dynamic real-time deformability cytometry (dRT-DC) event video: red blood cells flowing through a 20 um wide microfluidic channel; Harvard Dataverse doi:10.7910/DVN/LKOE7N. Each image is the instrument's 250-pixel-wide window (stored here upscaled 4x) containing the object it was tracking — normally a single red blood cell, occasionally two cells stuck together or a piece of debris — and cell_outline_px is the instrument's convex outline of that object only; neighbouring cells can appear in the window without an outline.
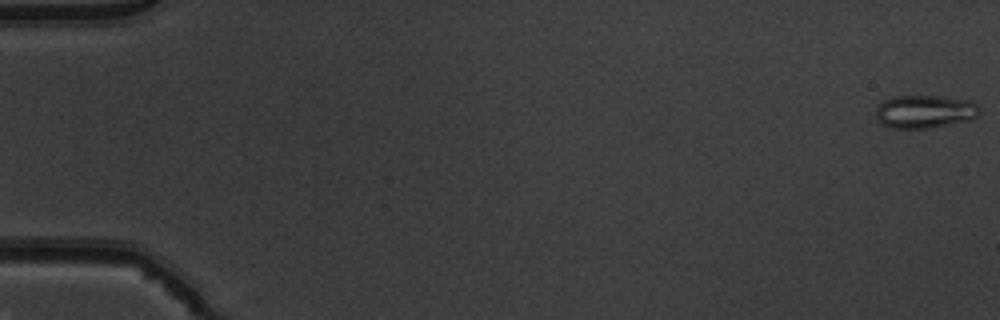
{"species": "common noctule bat (a hibernating species)", "species_latin": "Nyctalus noctula", "temperature_condition": "warm", "stored_images_in_passage": 52, "camera_frame_rate_fps": 3000, "um_per_image_px": 0.085, "animal": {"sex": "male", "body_mass_g": 19.5, "forearm_length_mm": 54.6}, "frame": {"image": 1, "passage_image": 1, "time_ms": 0.0, "image_size_px": [1000, 320], "cell_outline_px": [[980, 112], [976, 116], [968, 120], [932, 128], [888, 128], [880, 124], [876, 116], [876, 108], [884, 100], [892, 96], [936, 96], [968, 100], [976, 104], [980, 108]], "centroid_in_image_um": [78.56, 9.49], "position_along_channel_um": 6.4, "area_um2": 20.0}}
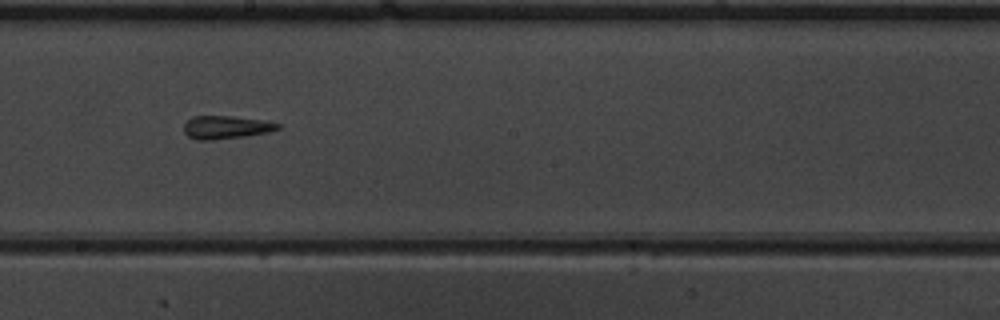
{"frame": {"image": 2, "passage_image": 30, "time_ms": 9.667, "image_size_px": [1000, 320], "cell_outline_px": [[280, 128], [268, 132], [244, 136], [212, 140], [196, 140], [188, 136], [184, 132], [184, 124], [192, 116], [228, 116], [264, 120], [280, 124]], "centroid_in_image_um": [19.18, 10.82], "position_along_channel_um": 229.0, "area_um2": 12.54}}
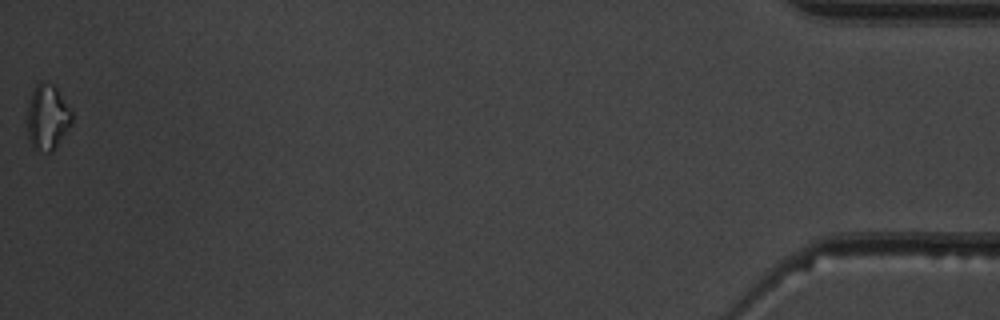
{"frame": {"image": 3, "passage_image": 52, "time_ms": 17.0, "image_size_px": [1000, 320], "cell_outline_px": [[72, 120], [68, 128], [52, 152], [48, 152], [32, 148], [28, 136], [28, 108], [32, 92], [36, 84], [40, 80], [44, 80], [52, 84], [56, 88], [72, 112]], "centroid_in_image_um": [4.02, 9.95], "position_along_channel_um": 431.2, "area_um2": 16.7}, "authors_computed_cell_mechanics": {"area_um2": 13.7853, "velocity_mm_per_s": 4.01, "shape_relaxation_time_tau1_ms": null, "shape_relaxation_time_tau2_ms": 7.872, "deformation_change_tau1": null, "deformation_change_tau2": 0.1664}}